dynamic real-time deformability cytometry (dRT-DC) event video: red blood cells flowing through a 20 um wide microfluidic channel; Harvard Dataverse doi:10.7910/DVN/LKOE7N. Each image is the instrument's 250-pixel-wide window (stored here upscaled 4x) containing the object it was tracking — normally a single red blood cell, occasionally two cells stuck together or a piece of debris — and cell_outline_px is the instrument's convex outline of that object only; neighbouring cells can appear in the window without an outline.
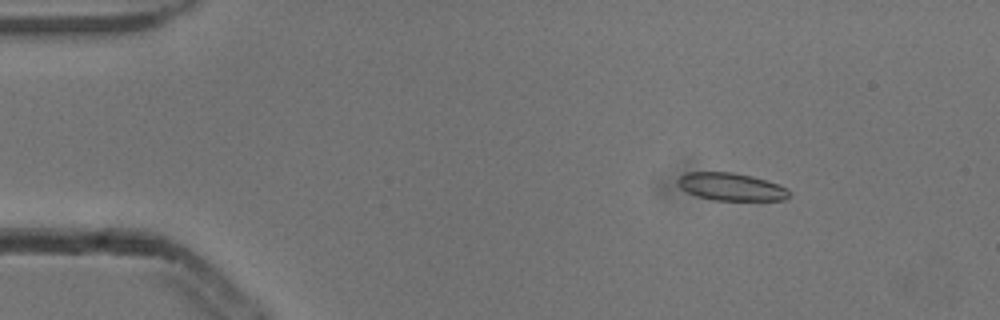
{"species": "common noctule bat (a hibernating species)", "species_latin": "Nyctalus noctula", "temperature_condition": "cold", "stored_images_in_passage": 5, "camera_frame_rate_fps": 3000, "um_per_image_px": 0.085, "animal": {"sex": "male", "body_mass_g": 13.3}, "frame": {"image": 1, "passage_image": 2, "time_ms": 0.333, "image_size_px": [1000, 320], "cell_outline_px": [[792, 192], [784, 200], [716, 200], [696, 196], [680, 188], [676, 184], [676, 180], [680, 176], [688, 172], [732, 172], [752, 176], [788, 188]], "centroid_in_image_um": [62.12, 15.87], "position_along_channel_um": 22.9, "area_um2": 17.92}}
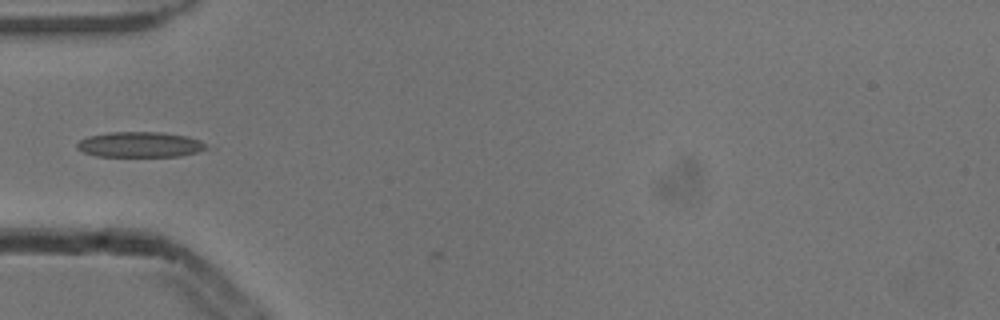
{"frame": {"image": 2, "passage_image": 5, "time_ms": 1.333, "image_size_px": [1000, 320], "cell_outline_px": [[216, 148], [180, 156], [96, 156], [84, 152], [76, 148], [76, 144], [80, 140], [88, 136], [108, 132], [160, 132], [188, 136], [200, 140]], "centroid_in_image_um": [11.99, 12.29], "position_along_channel_um": 73.0, "area_um2": 19.48}}